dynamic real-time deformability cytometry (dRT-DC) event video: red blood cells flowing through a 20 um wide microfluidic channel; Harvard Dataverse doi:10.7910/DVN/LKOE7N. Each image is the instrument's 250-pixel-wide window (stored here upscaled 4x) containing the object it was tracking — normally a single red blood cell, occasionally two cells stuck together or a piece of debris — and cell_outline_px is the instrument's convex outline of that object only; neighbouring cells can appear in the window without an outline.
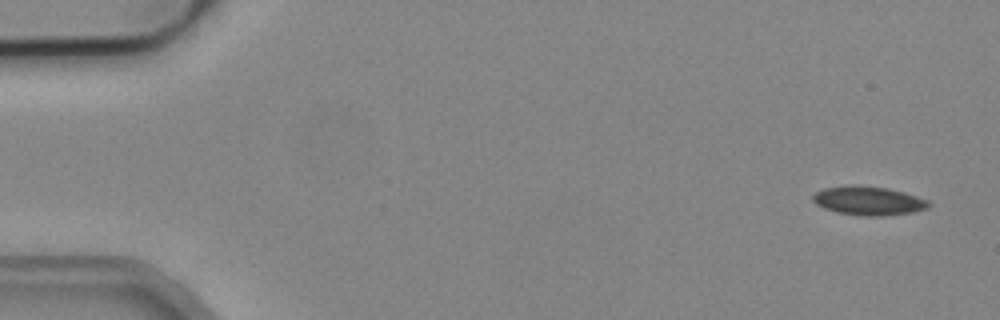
{"species": "common noctule bat (a hibernating species)", "species_latin": "Nyctalus noctula", "temperature_condition": "cold", "stored_images_in_passage": 2, "camera_frame_rate_fps": 3000, "um_per_image_px": 0.085, "animal": {"sex": "male", "body_mass_g": 19.2, "forearm_length_mm": 51.8}, "frame": {"image": 1, "passage_image": 2, "time_ms": 0.333, "image_size_px": [1000, 320], "cell_outline_px": [[932, 204], [928, 208], [912, 212], [880, 216], [868, 216], [840, 212], [824, 208], [816, 204], [812, 200], [812, 196], [816, 192], [824, 188], [888, 188], [904, 192], [928, 200]], "centroid_in_image_um": [73.89, 17.1], "position_along_channel_um": 11.1, "area_um2": 18.44}}